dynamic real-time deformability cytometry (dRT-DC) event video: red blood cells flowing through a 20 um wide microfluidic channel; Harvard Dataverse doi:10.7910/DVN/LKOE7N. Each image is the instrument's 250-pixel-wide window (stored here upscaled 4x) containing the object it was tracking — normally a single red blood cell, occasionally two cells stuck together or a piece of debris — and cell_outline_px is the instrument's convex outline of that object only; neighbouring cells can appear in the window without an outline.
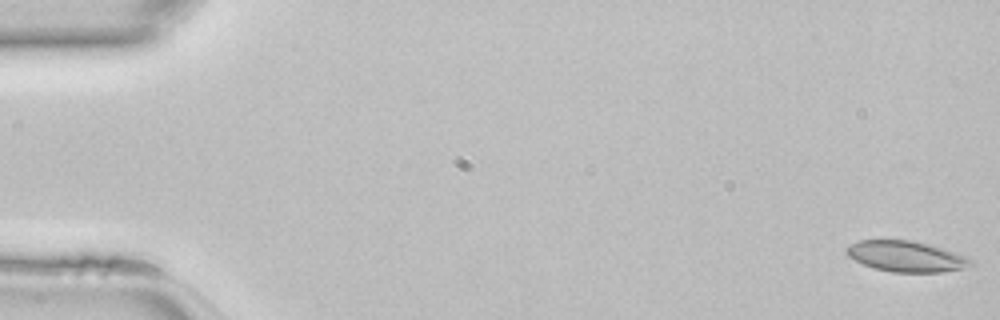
{"species": "common noctule bat (a hibernating species)", "species_latin": "Nyctalus noctula", "temperature_condition": "room temperature", "stored_images_in_passage": 47, "camera_frame_rate_fps": 3000, "um_per_image_px": 0.085, "animal": {"sex": "female", "body_mass_g": 22.7, "forearm_length_mm": 54.2}, "frame": {"image": 1, "passage_image": 1, "time_ms": 0.0, "image_size_px": [1000, 320], "cell_outline_px": [[976, 264], [964, 268], [940, 272], [892, 272], [876, 268], [864, 264], [848, 256], [844, 252], [844, 248], [848, 244], [860, 240], [912, 240], [928, 244], [964, 256], [972, 260]], "centroid_in_image_um": [76.98, 21.79], "position_along_channel_um": 8.0, "area_um2": 22.14}}
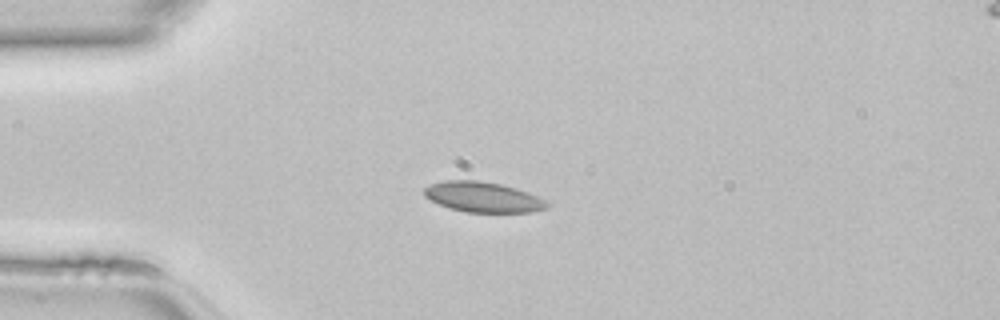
{"frame": {"image": 2, "passage_image": 12, "time_ms": 3.667, "image_size_px": [1000, 320], "cell_outline_px": [[552, 204], [548, 208], [532, 212], [464, 212], [448, 208], [424, 196], [424, 188], [432, 184], [444, 180], [476, 180], [500, 184], [516, 188], [528, 192]], "centroid_in_image_um": [41.08, 16.76], "position_along_channel_um": 43.9, "area_um2": 21.68}}
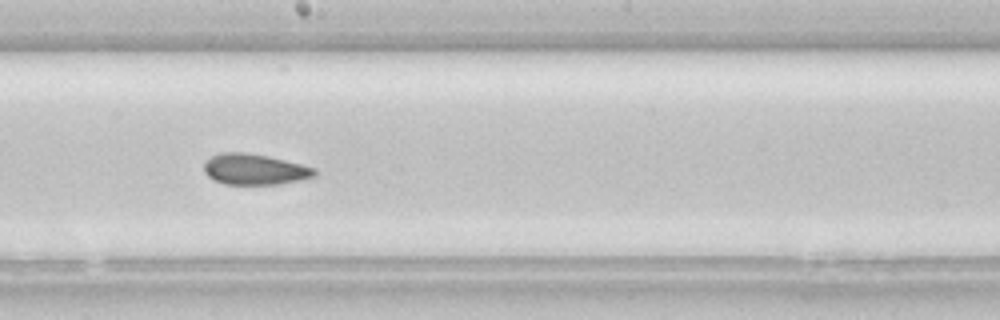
{"frame": {"image": 3, "passage_image": 26, "time_ms": 8.333, "image_size_px": [1000, 320], "cell_outline_px": [[316, 176], [304, 180], [280, 184], [224, 184], [212, 180], [204, 172], [204, 160], [220, 152], [244, 152], [268, 156], [316, 168]], "centroid_in_image_um": [21.63, 14.4], "position_along_channel_um": 226.6, "area_um2": 20.11}}